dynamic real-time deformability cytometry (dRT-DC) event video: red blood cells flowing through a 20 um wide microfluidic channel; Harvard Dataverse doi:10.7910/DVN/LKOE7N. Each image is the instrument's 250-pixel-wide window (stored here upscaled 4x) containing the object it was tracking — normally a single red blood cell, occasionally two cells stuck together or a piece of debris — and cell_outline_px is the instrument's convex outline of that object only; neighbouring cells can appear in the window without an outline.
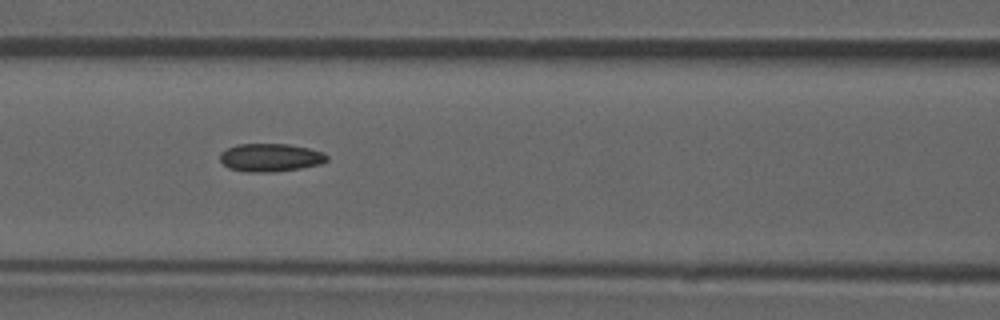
{"species": "common noctule bat (a hibernating species)", "species_latin": "Nyctalus noctula", "temperature_condition": "room temperature", "stored_images_in_passage": 53, "camera_frame_rate_fps": 3000, "um_per_image_px": 0.085, "animal": {"sex": "male", "forearm_length_mm": 52.5}, "frame": {"image": 1, "passage_image": 23, "time_ms": 7.333, "image_size_px": [1000, 320], "cell_outline_px": [[328, 160], [320, 164], [300, 168], [272, 172], [244, 172], [228, 168], [220, 160], [220, 152], [236, 144], [288, 144], [308, 148], [324, 152], [328, 156]], "centroid_in_image_um": [22.97, 13.39], "position_along_channel_um": 143.6, "area_um2": 17.57}, "authors_computed_cell_mechanics": {"area_um2": 17.2822, "velocity_mm_per_s": 3.9201, "shape_relaxation_time_tau1_ms": null, "shape_relaxation_time_tau2_ms": 3.3895, "deformation_change_tau1": null, "deformation_change_tau2": 0.0976}}